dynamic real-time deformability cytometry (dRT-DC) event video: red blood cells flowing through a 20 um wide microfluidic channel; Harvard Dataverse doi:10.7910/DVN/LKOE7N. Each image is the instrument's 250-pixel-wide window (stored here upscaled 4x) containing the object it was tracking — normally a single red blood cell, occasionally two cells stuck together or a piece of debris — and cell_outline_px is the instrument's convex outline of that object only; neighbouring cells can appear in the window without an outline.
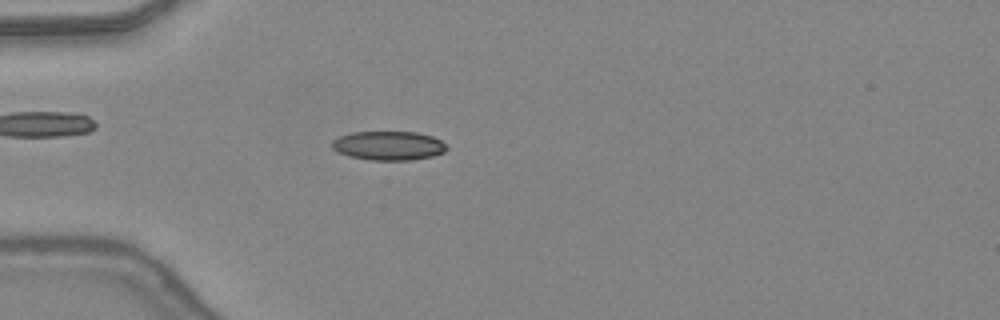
{"species": "common noctule bat (a hibernating species)", "species_latin": "Nyctalus noctula", "temperature_condition": "warm", "stored_images_in_passage": 47, "camera_frame_rate_fps": 3000, "um_per_image_px": 0.085, "animal": {"sex": "female", "body_mass_g": 24.6, "forearm_length_mm": 56.2}, "frame": {"image": 1, "passage_image": 14, "time_ms": 4.333, "image_size_px": [1000, 320], "cell_outline_px": [[448, 148], [444, 152], [432, 156], [412, 160], [372, 160], [348, 156], [332, 148], [332, 140], [340, 136], [352, 132], [416, 132], [432, 136], [440, 140]], "centroid_in_image_um": [33.03, 12.38], "position_along_channel_um": 52.0, "area_um2": 19.31}}
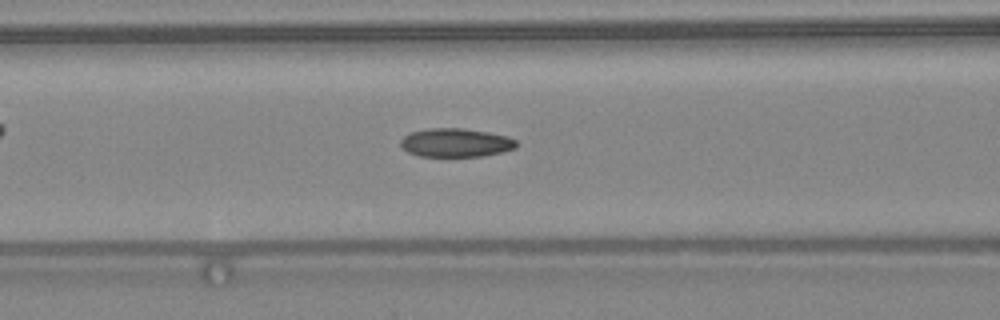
{"frame": {"image": 2, "passage_image": 20, "time_ms": 6.333, "image_size_px": [1000, 320], "cell_outline_px": [[516, 148], [484, 156], [420, 156], [408, 152], [400, 144], [400, 140], [404, 136], [412, 132], [428, 128], [464, 128], [488, 132], [508, 136], [516, 140]], "centroid_in_image_um": [38.74, 12.12], "position_along_channel_um": 127.9, "area_um2": 19.25}}
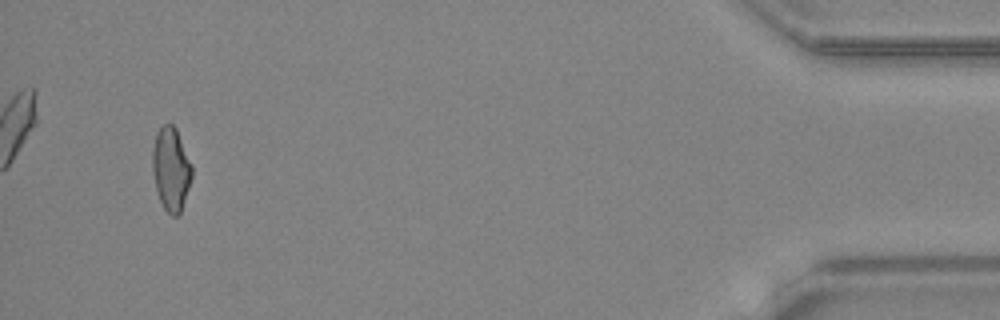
{"frame": {"image": 3, "passage_image": 45, "time_ms": 14.667, "image_size_px": [1000, 320], "cell_outline_px": [[192, 176], [180, 216], [172, 216], [164, 208], [160, 200], [156, 188], [152, 172], [152, 148], [156, 132], [164, 124], [172, 124], [176, 128], [192, 164]], "centroid_in_image_um": [14.53, 14.37], "position_along_channel_um": 420.7, "area_um2": 19.31}, "authors_computed_cell_mechanics": {"area_um2": 19.2474, "velocity_mm_per_s": 4.4338, "shape_relaxation_time_tau1_ms": null, "shape_relaxation_time_tau2_ms": 1.9334, "deformation_change_tau1": null, "deformation_change_tau2": 0.0856}}